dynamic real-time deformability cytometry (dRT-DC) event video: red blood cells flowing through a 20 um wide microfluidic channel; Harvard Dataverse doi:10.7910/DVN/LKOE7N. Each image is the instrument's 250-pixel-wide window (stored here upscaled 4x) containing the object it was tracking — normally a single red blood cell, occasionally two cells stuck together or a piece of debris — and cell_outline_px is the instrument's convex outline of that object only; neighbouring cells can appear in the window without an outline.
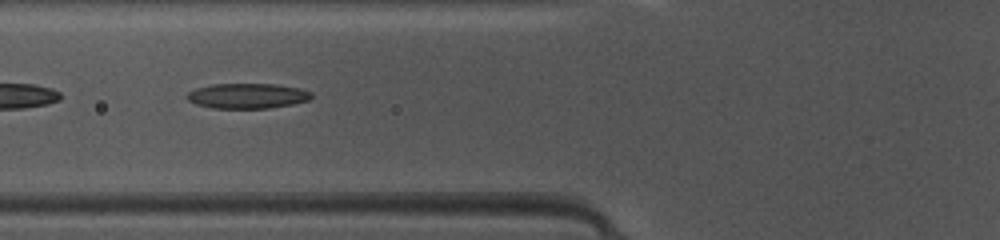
{"species": "common noctule bat (a hibernating species)", "species_latin": "Nyctalus noctula", "temperature_condition": "warm", "stored_images_in_passage": 48, "camera_frame_rate_fps": 3000, "um_per_image_px": 0.085, "animal": {"sex": "female", "body_mass_g": 10.0, "forearm_length_mm": 53.1}, "frame": {"image": 1, "passage_image": 19, "time_ms": 6.0, "image_size_px": [1000, 240], "cell_outline_px": [[312, 96], [308, 100], [292, 104], [268, 108], [212, 108], [196, 104], [188, 100], [184, 96], [188, 92], [196, 88], [212, 84], [276, 84], [300, 88], [312, 92]], "centroid_in_image_um": [21.0, 8.14], "position_along_channel_um": 104.8, "area_um2": 18.26}}
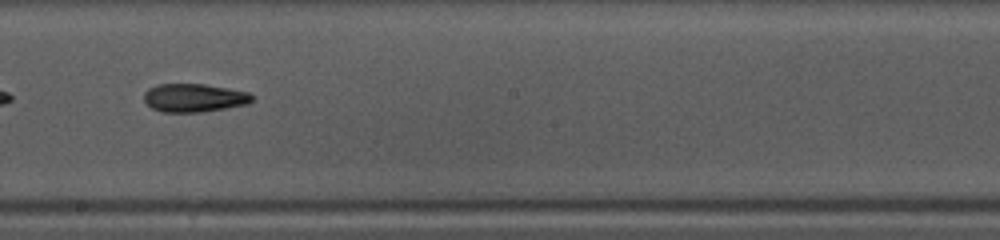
{"frame": {"image": 2, "passage_image": 28, "time_ms": 9.0, "image_size_px": [1000, 240], "cell_outline_px": [[252, 100], [248, 104], [200, 112], [160, 112], [152, 108], [144, 100], [144, 92], [148, 88], [156, 84], [204, 84], [228, 88], [248, 92], [252, 96]], "centroid_in_image_um": [16.46, 8.31], "position_along_channel_um": 231.7, "area_um2": 17.8}}
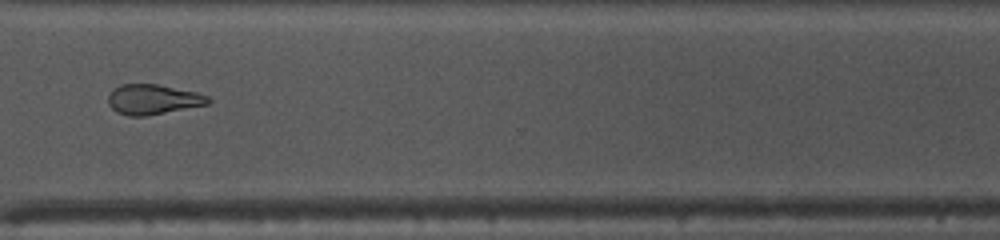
{"frame": {"image": 3, "passage_image": 37, "time_ms": 12.0, "image_size_px": [1000, 240], "cell_outline_px": [[212, 100], [208, 104], [148, 116], [128, 116], [116, 112], [108, 104], [108, 96], [120, 84], [156, 84], [196, 92], [208, 96]], "centroid_in_image_um": [13.01, 8.46], "position_along_channel_um": 357.6, "area_um2": 17.46}, "authors_computed_cell_mechanics": {"area_um2": 18.3804, "velocity_mm_per_s": 4.2171, "shape_relaxation_time_tau1_ms": null, "shape_relaxation_time_tau2_ms": 3.3907, "deformation_change_tau1": null, "deformation_change_tau2": 0.1293}}